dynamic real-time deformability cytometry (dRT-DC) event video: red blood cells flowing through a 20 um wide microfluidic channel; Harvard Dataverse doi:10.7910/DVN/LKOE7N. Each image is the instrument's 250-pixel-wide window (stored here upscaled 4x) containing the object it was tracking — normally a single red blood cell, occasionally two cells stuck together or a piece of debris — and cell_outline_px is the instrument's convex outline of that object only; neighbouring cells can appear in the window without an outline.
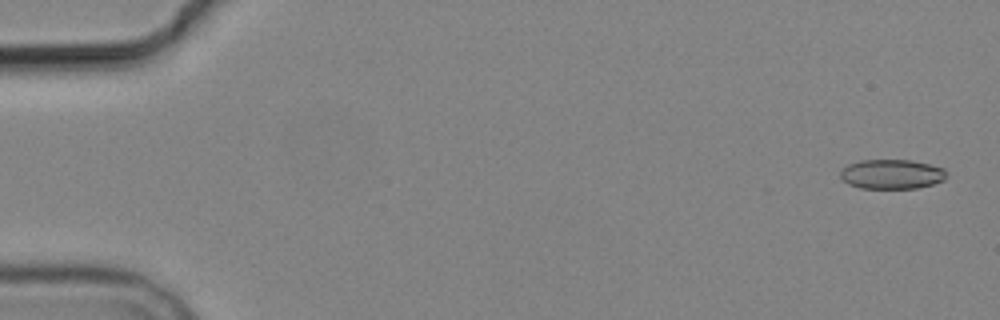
{"species": "common noctule bat (a hibernating species)", "species_latin": "Nyctalus noctula", "temperature_condition": "cold", "stored_images_in_passage": 5, "camera_frame_rate_fps": 3000, "um_per_image_px": 0.085, "animal": {"sex": "male", "body_mass_g": 19.2, "forearm_length_mm": 51.8}, "frame": {"image": 1, "passage_image": 1, "time_ms": 0.0, "image_size_px": [1000, 320], "cell_outline_px": [[944, 180], [932, 184], [916, 188], [860, 188], [848, 184], [840, 176], [840, 172], [848, 164], [860, 160], [912, 160], [944, 168]], "centroid_in_image_um": [75.77, 14.8], "position_along_channel_um": 9.2, "area_um2": 18.09}}
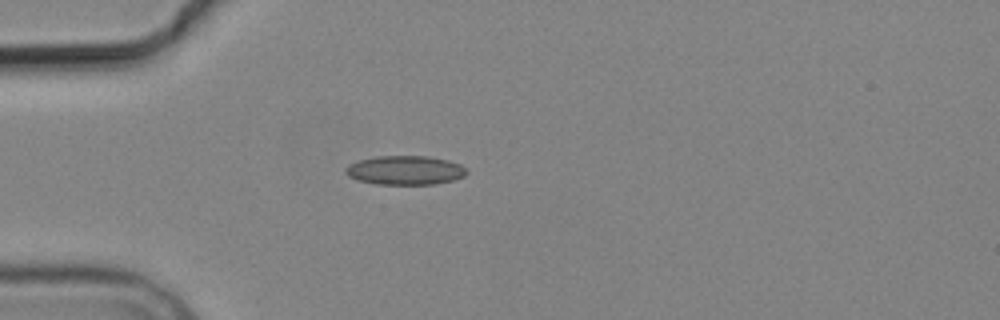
{"frame": {"image": 2, "passage_image": 5, "time_ms": 4.667, "image_size_px": [1000, 320], "cell_outline_px": [[468, 172], [464, 176], [452, 180], [436, 184], [376, 184], [356, 180], [348, 176], [344, 172], [344, 168], [348, 164], [360, 160], [376, 156], [428, 156], [448, 160], [460, 164]], "centroid_in_image_um": [34.4, 14.47], "position_along_channel_um": 50.6, "area_um2": 20.58}}